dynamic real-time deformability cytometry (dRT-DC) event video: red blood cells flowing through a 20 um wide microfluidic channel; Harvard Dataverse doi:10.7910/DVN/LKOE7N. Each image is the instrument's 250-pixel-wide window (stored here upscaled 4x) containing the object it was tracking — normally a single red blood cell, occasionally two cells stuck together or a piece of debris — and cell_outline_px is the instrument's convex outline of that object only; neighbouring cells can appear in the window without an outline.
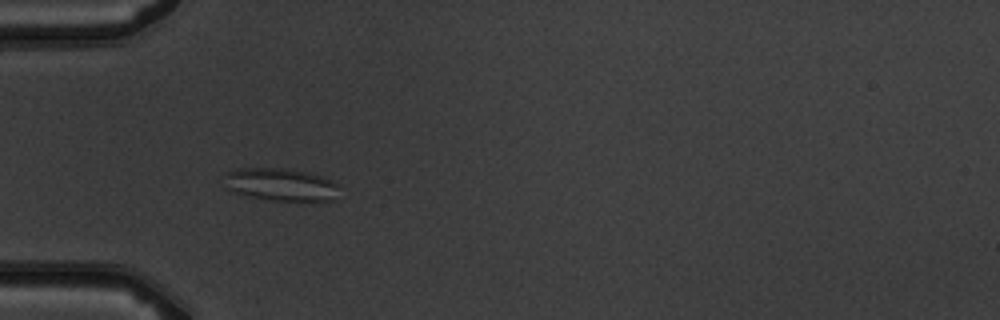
{"species": "common noctule bat (a hibernating species)", "species_latin": "Nyctalus noctula", "temperature_condition": "warm", "stored_images_in_passage": 10, "camera_frame_rate_fps": 3000, "um_per_image_px": 0.085, "animal": {"sex": "male", "body_mass_g": 19.5, "forearm_length_mm": 54.6}, "frame": {"image": 1, "passage_image": 5, "time_ms": 4.667, "image_size_px": [1000, 320], "cell_outline_px": [[336, 184], [332, 200], [272, 200], [252, 196], [236, 192], [228, 188], [228, 172], [236, 168], [284, 168], [308, 172], [324, 176]], "centroid_in_image_um": [23.87, 15.66], "position_along_channel_um": 61.1, "area_um2": 20.98}}
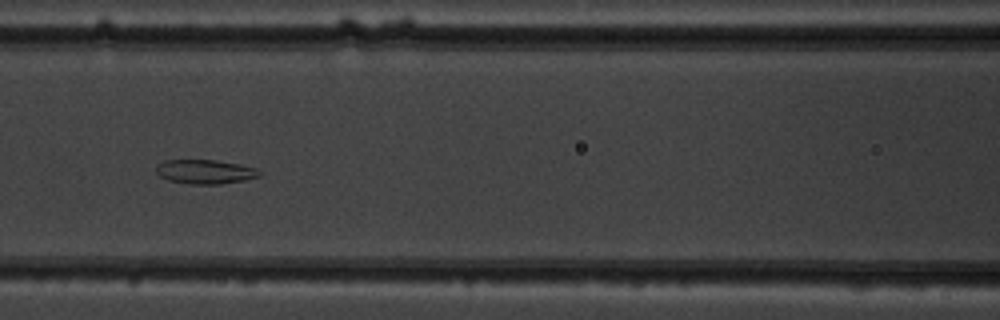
{"frame": {"image": 2, "passage_image": 7, "time_ms": 7.0, "image_size_px": [1000, 320], "cell_outline_px": [[260, 176], [244, 180], [220, 184], [188, 184], [168, 180], [160, 176], [156, 172], [156, 164], [164, 160], [212, 160], [240, 164], [256, 168], [260, 172]], "centroid_in_image_um": [17.4, 14.59], "position_along_channel_um": 149.2, "area_um2": 14.57}}
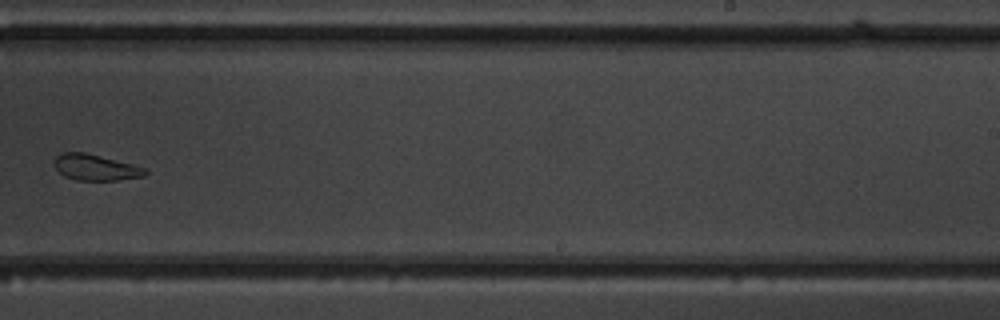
{"frame": {"image": 3, "passage_image": 10, "time_ms": 10.333, "image_size_px": [1000, 320], "cell_outline_px": [[148, 172], [144, 176], [120, 180], [76, 180], [64, 176], [52, 164], [56, 156], [60, 152], [84, 152], [148, 168]], "centroid_in_image_um": [8.11, 14.23], "position_along_channel_um": 280.9, "area_um2": 13.87}}